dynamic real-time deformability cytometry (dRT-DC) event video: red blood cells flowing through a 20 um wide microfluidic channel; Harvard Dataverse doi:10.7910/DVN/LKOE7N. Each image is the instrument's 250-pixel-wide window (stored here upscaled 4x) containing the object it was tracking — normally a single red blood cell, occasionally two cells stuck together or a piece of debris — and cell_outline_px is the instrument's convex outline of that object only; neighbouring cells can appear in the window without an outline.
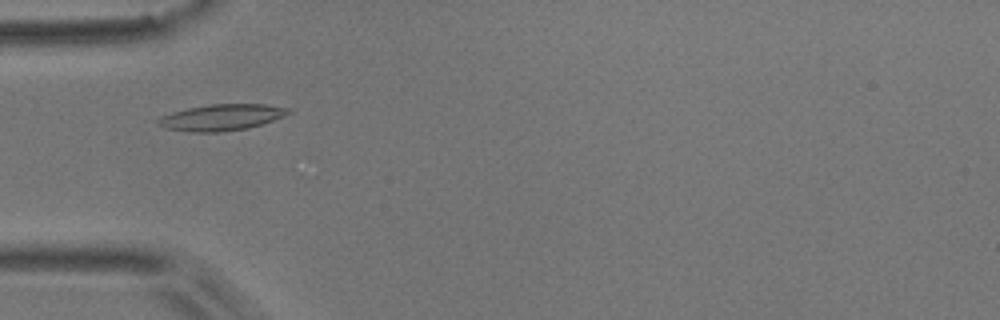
{"species": "common noctule bat (a hibernating species)", "species_latin": "Nyctalus noctula", "temperature_condition": "room temperature", "stored_images_in_passage": 5, "camera_frame_rate_fps": 3000, "um_per_image_px": 0.085, "animal": {"sex": "male", "body_mass_g": 17.9}, "frame": {"image": 1, "passage_image": 4, "time_ms": 1.0, "image_size_px": [1000, 320], "cell_outline_px": [[292, 112], [284, 116], [248, 128], [220, 132], [196, 132], [164, 128], [156, 124], [156, 120], [160, 116], [172, 112], [188, 108], [212, 104], [264, 104], [288, 108]], "centroid_in_image_um": [18.79, 9.97], "position_along_channel_um": 66.2, "area_um2": 19.83}}
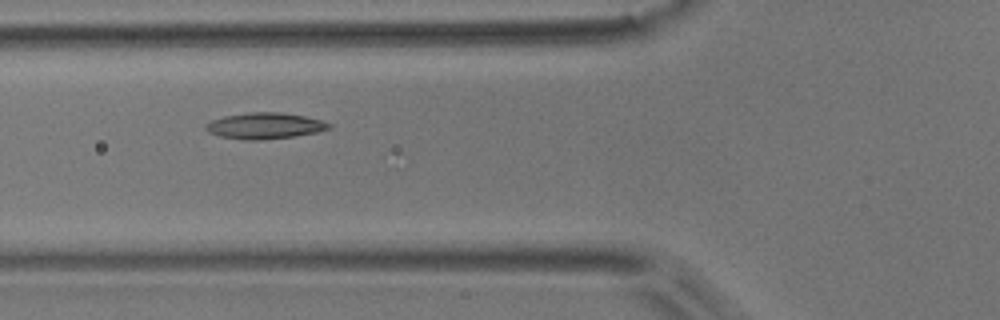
{"frame": {"image": 2, "passage_image": 5, "time_ms": 1.333, "image_size_px": [1000, 320], "cell_outline_px": [[332, 128], [316, 132], [292, 136], [260, 140], [244, 140], [220, 136], [208, 132], [204, 128], [204, 124], [212, 120], [224, 116], [248, 112], [280, 112], [304, 116], [320, 120], [332, 124]], "centroid_in_image_um": [22.47, 10.69], "position_along_channel_um": 103.3, "area_um2": 18.73}}